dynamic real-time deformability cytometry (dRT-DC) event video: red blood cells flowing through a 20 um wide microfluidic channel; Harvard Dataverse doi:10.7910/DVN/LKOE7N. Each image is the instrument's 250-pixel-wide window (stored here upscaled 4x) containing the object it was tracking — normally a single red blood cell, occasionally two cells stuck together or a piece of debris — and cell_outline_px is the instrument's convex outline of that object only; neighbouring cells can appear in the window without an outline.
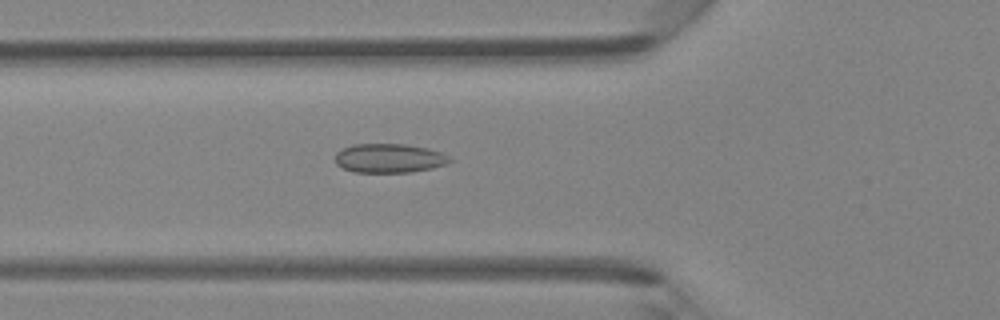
{"species": "Egyptian fruit bat (a non-hibernating species)", "species_latin": "Rousettus aegyptiacus", "temperature_condition": "room temperature", "stored_images_in_passage": 35, "camera_frame_rate_fps": 3000, "um_per_image_px": 0.085, "animal": {"sex": "female"}, "frame": {"image": 1, "passage_image": 10, "time_ms": 3.0, "image_size_px": [1000, 320], "cell_outline_px": [[452, 160], [448, 164], [432, 168], [412, 172], [356, 172], [344, 168], [336, 164], [336, 152], [352, 144], [404, 144], [428, 148], [440, 152], [448, 156]], "centroid_in_image_um": [33.1, 13.45], "position_along_channel_um": 92.7, "area_um2": 19.36}}
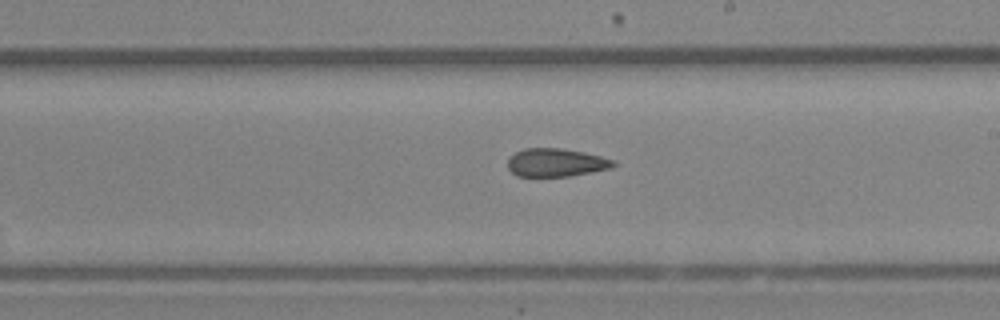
{"frame": {"image": 2, "passage_image": 20, "time_ms": 6.333, "image_size_px": [1000, 320], "cell_outline_px": [[616, 164], [612, 168], [568, 176], [516, 176], [508, 168], [508, 160], [516, 152], [524, 148], [560, 148], [584, 152], [616, 160]], "centroid_in_image_um": [47.28, 13.81], "position_along_channel_um": 241.7, "area_um2": 17.28}}
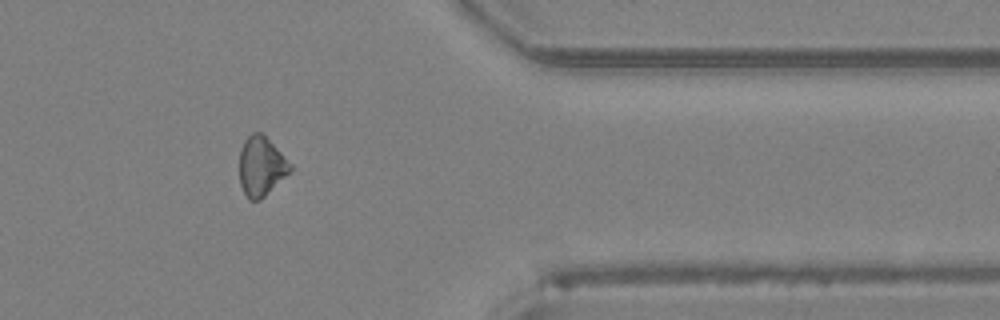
{"frame": {"image": 3, "passage_image": 31, "time_ms": 10.0, "image_size_px": [1000, 320], "cell_outline_px": [[292, 168], [260, 200], [248, 200], [240, 184], [240, 148], [244, 140], [252, 132], [260, 132], [292, 164]], "centroid_in_image_um": [22.16, 14.13], "position_along_channel_um": 389.2, "area_um2": 17.11}}